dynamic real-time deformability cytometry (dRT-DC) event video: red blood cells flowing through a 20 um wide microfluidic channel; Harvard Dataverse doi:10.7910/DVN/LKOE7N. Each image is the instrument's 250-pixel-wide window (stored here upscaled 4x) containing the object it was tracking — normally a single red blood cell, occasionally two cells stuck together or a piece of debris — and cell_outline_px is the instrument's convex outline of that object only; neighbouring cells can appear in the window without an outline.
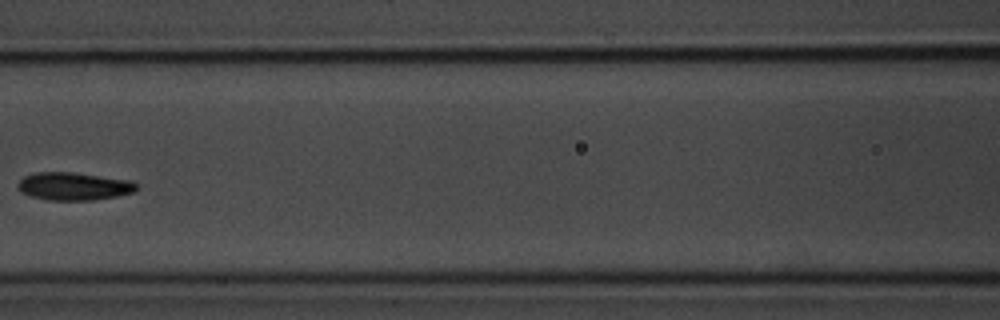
{"species": "common noctule bat (a hibernating species)", "species_latin": "Nyctalus noctula", "temperature_condition": "room temperature", "stored_images_in_passage": 7, "camera_frame_rate_fps": 3000, "um_per_image_px": 0.085, "animal": {"sex": "male", "body_mass_g": 20.1, "forearm_length_mm": 53.5}, "frame": {"image": 1, "passage_image": 6, "time_ms": 6.667, "image_size_px": [1000, 320], "cell_outline_px": [[140, 188], [132, 192], [116, 196], [92, 200], [48, 200], [32, 196], [20, 192], [16, 188], [16, 184], [24, 176], [36, 172], [72, 172], [132, 180]], "centroid_in_image_um": [6.25, 15.83], "position_along_channel_um": 160.3, "area_um2": 19.36}}
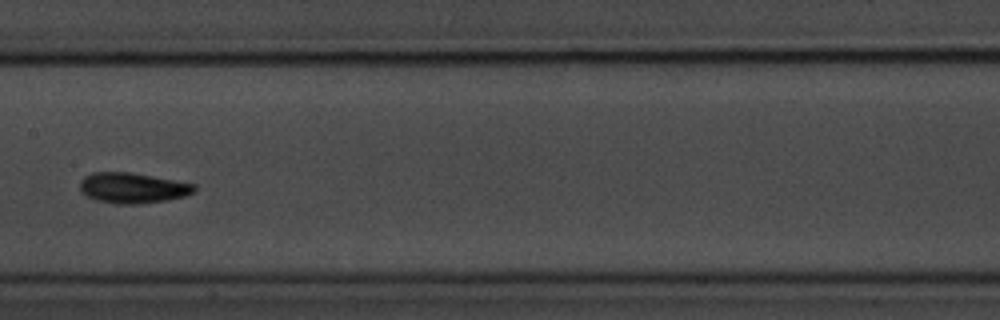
{"frame": {"image": 2, "passage_image": 7, "time_ms": 7.667, "image_size_px": [1000, 320], "cell_outline_px": [[196, 192], [184, 196], [168, 200], [136, 204], [116, 204], [96, 200], [80, 192], [80, 180], [84, 176], [92, 172], [132, 172], [196, 184]], "centroid_in_image_um": [11.28, 15.97], "position_along_channel_um": 196.1, "area_um2": 20.52}}